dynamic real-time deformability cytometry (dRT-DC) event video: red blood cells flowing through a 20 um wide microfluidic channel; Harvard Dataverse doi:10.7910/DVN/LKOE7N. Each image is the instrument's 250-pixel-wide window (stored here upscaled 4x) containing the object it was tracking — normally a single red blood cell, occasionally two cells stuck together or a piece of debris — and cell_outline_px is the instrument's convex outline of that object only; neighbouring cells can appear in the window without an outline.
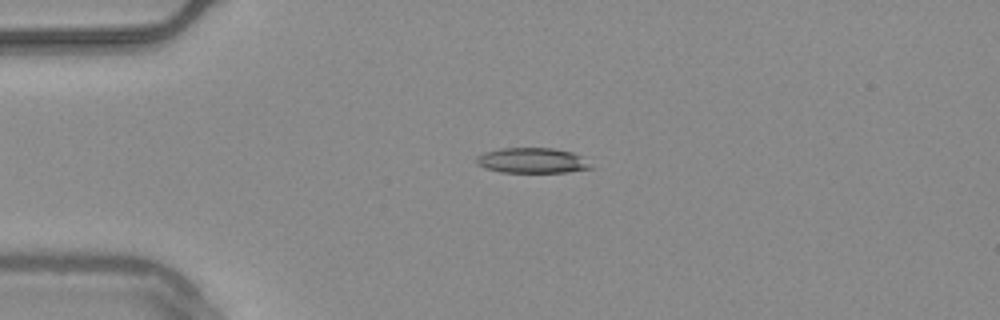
{"species": "common noctule bat (a hibernating species)", "species_latin": "Nyctalus noctula", "temperature_condition": "warm", "stored_images_in_passage": 53, "camera_frame_rate_fps": 3000, "um_per_image_px": 0.085, "animal": {"sex": "male", "body_mass_g": 20.4}, "frame": {"image": 1, "passage_image": 12, "time_ms": 3.667, "image_size_px": [1000, 320], "cell_outline_px": [[596, 168], [568, 172], [500, 172], [484, 168], [476, 164], [476, 156], [484, 152], [500, 148], [552, 148], [572, 152], [580, 156]], "centroid_in_image_um": [45.22, 13.65], "position_along_channel_um": 39.8, "area_um2": 16.99}}
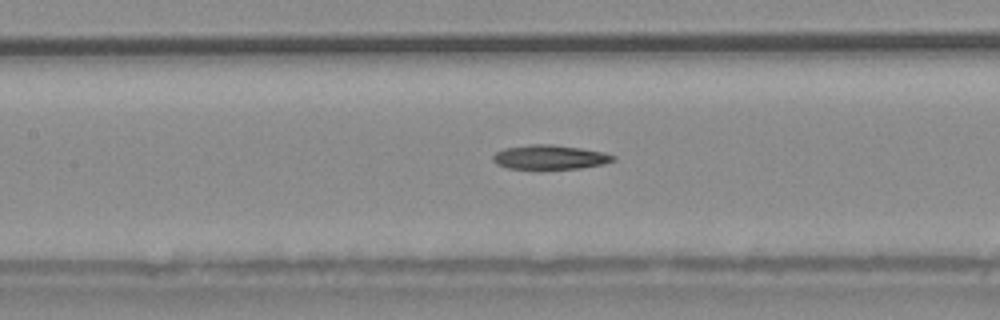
{"frame": {"image": 2, "passage_image": 24, "time_ms": 7.667, "image_size_px": [1000, 320], "cell_outline_px": [[616, 160], [604, 164], [580, 168], [536, 172], [508, 168], [496, 164], [492, 160], [492, 156], [496, 152], [504, 148], [528, 144], [552, 144], [580, 148], [604, 152], [616, 156]], "centroid_in_image_um": [46.7, 13.4], "position_along_channel_um": 160.7, "area_um2": 18.03}}
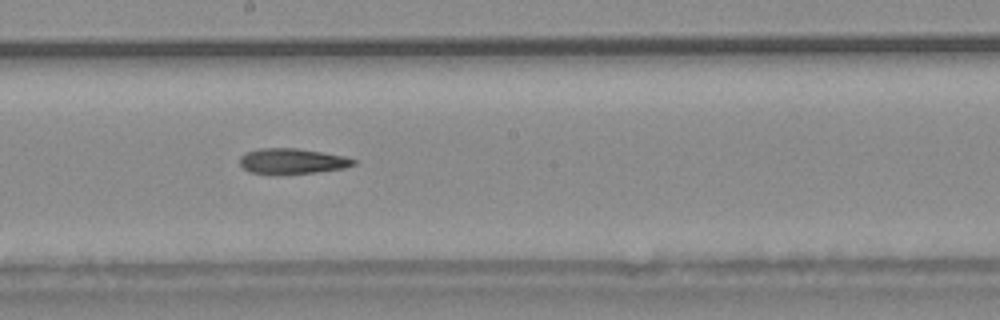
{"frame": {"image": 3, "passage_image": 29, "time_ms": 9.333, "image_size_px": [1000, 320], "cell_outline_px": [[356, 164], [344, 168], [316, 172], [276, 176], [252, 172], [244, 168], [240, 164], [240, 156], [248, 152], [260, 148], [296, 148], [344, 156], [356, 160]], "centroid_in_image_um": [24.82, 13.72], "position_along_channel_um": 223.4, "area_um2": 17.05}}